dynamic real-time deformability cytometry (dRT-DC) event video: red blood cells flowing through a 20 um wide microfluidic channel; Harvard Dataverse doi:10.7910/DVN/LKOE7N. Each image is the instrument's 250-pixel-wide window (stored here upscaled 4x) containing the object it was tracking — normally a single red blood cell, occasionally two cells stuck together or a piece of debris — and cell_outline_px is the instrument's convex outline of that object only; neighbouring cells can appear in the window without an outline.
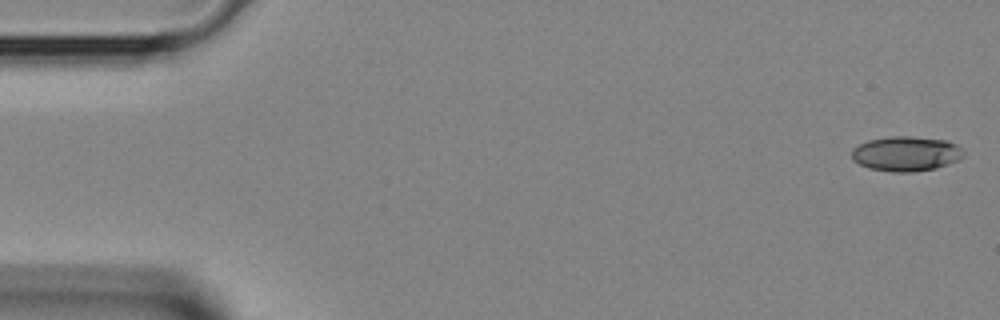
{"species": "Egyptian fruit bat (a non-hibernating species)", "species_latin": "Rousettus aegyptiacus", "temperature_condition": "room temperature", "stored_images_in_passage": 3, "camera_frame_rate_fps": 3000, "um_per_image_px": 0.085, "animal": {"sex": "female"}, "frame": {"image": 1, "passage_image": 1, "time_ms": 0.0, "image_size_px": [1000, 320], "cell_outline_px": [[964, 156], [960, 160], [936, 168], [912, 172], [892, 172], [868, 168], [852, 160], [852, 148], [868, 140], [892, 136], [912, 136], [948, 140], [956, 144], [964, 152]], "centroid_in_image_um": [77.03, 13.06], "position_along_channel_um": 8.0, "area_um2": 22.89}}
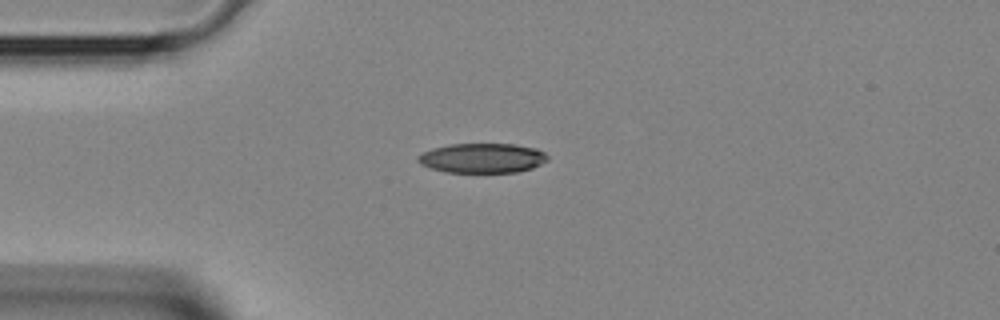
{"frame": {"image": 2, "passage_image": 3, "time_ms": 0.667, "image_size_px": [1000, 320], "cell_outline_px": [[548, 160], [532, 168], [516, 172], [444, 172], [420, 164], [416, 160], [416, 156], [432, 148], [448, 144], [516, 144], [536, 148], [544, 152], [548, 156]], "centroid_in_image_um": [40.98, 13.43], "position_along_channel_um": 44.0, "area_um2": 22.48}}